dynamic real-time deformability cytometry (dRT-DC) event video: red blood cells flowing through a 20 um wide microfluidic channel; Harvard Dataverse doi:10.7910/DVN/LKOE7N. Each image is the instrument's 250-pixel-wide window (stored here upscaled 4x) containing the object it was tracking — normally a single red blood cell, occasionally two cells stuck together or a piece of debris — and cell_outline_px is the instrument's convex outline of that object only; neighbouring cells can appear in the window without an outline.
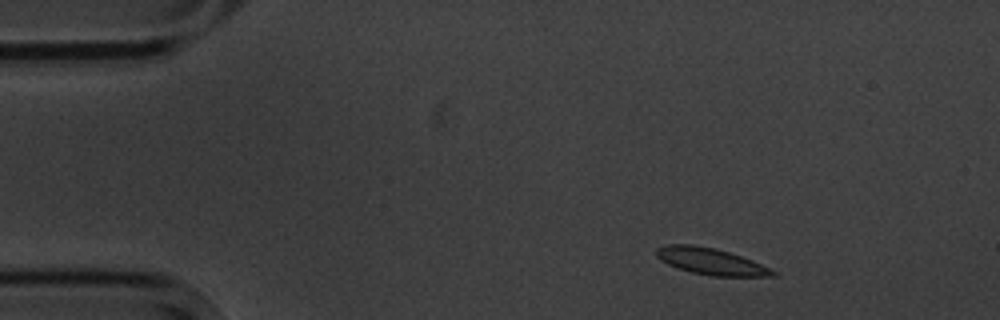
{"species": "common noctule bat (a hibernating species)", "species_latin": "Nyctalus noctula", "temperature_condition": "cold", "stored_images_in_passage": 4, "camera_frame_rate_fps": 3000, "um_per_image_px": 0.085, "animal": {"sex": "male", "body_mass_g": 20.1, "forearm_length_mm": 53.5}, "frame": {"image": 1, "passage_image": 1, "time_ms": 0.0, "image_size_px": [1000, 320], "cell_outline_px": [[776, 276], [712, 276], [692, 272], [676, 268], [660, 260], [656, 256], [656, 248], [668, 244], [692, 244], [716, 248], [752, 260], [776, 272]], "centroid_in_image_um": [60.36, 22.21], "position_along_channel_um": 24.6, "area_um2": 17.92}}
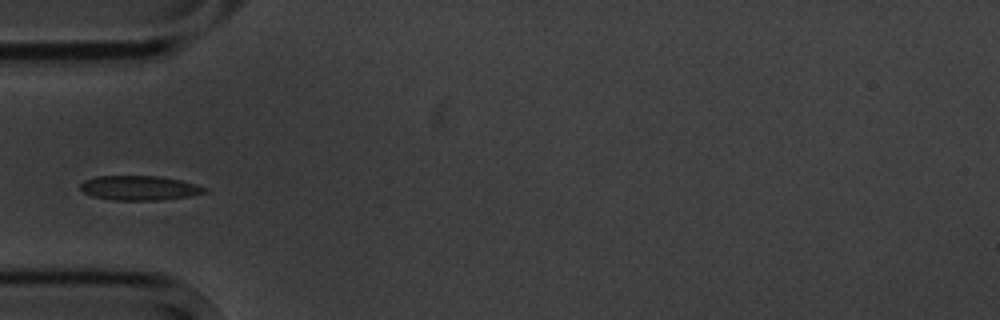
{"frame": {"image": 2, "passage_image": 4, "time_ms": 3.333, "image_size_px": [1000, 320], "cell_outline_px": [[208, 192], [192, 196], [160, 200], [112, 200], [92, 196], [84, 192], [80, 188], [80, 184], [84, 180], [96, 176], [160, 176], [180, 180], [196, 184], [208, 188]], "centroid_in_image_um": [11.88, 15.98], "position_along_channel_um": 73.1, "area_um2": 17.92}}